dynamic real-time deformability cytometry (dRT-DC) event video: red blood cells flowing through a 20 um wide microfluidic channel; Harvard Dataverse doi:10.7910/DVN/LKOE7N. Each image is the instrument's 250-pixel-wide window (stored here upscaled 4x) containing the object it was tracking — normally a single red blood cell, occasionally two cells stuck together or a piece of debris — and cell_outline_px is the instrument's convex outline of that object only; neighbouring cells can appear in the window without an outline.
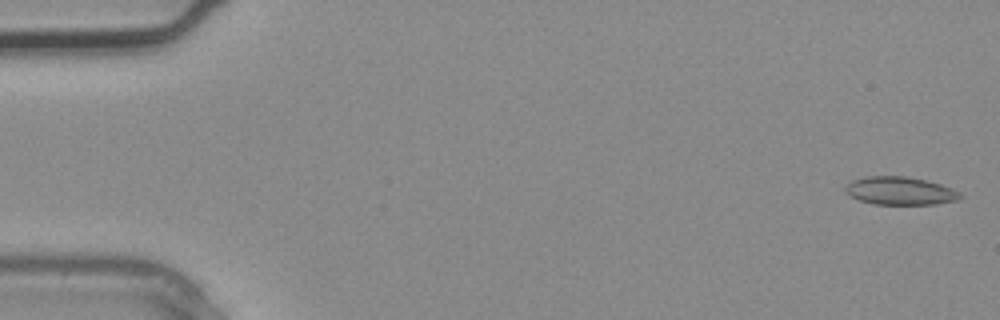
{"species": "common noctule bat (a hibernating species)", "species_latin": "Nyctalus noctula", "temperature_condition": "warm", "stored_images_in_passage": 4, "camera_frame_rate_fps": 3000, "um_per_image_px": 0.085, "animal": {"sex": "male", "body_mass_g": 20.4}, "frame": {"image": 1, "passage_image": 1, "time_ms": 0.0, "image_size_px": [1000, 320], "cell_outline_px": [[964, 196], [960, 200], [936, 204], [876, 204], [860, 200], [852, 196], [844, 188], [852, 180], [864, 176], [908, 176], [940, 184], [952, 188], [960, 192]], "centroid_in_image_um": [76.57, 16.22], "position_along_channel_um": 8.4, "area_um2": 18.73}}
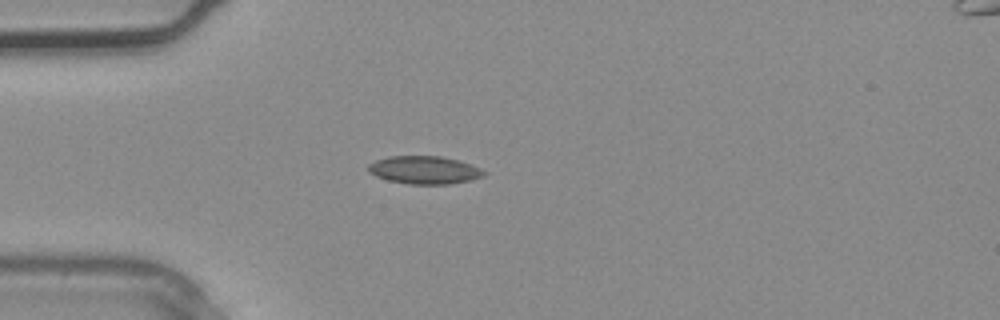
{"frame": {"image": 2, "passage_image": 3, "time_ms": 0.667, "image_size_px": [1000, 320], "cell_outline_px": [[488, 172], [484, 176], [468, 180], [448, 184], [408, 184], [388, 180], [376, 176], [368, 172], [368, 164], [376, 160], [388, 156], [440, 156], [460, 160], [480, 168]], "centroid_in_image_um": [36.07, 14.44], "position_along_channel_um": 48.9, "area_um2": 18.84}}